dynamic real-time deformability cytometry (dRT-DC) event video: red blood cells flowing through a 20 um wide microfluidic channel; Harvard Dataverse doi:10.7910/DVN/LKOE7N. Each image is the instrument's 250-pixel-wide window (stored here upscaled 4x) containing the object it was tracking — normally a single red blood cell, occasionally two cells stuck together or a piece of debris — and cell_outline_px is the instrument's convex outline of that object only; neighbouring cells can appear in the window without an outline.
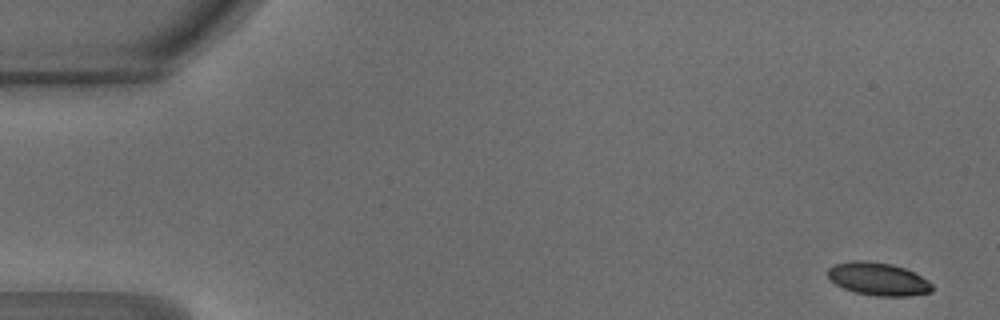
{"species": "common noctule bat (a hibernating species)", "species_latin": "Nyctalus noctula", "temperature_condition": "warm", "stored_images_in_passage": 47, "camera_frame_rate_fps": 3000, "um_per_image_px": 0.085, "animal": {"sex": "male", "body_mass_g": 18.8}, "frame": {"image": 1, "passage_image": 2, "time_ms": 0.333, "image_size_px": [1000, 320], "cell_outline_px": [[932, 292], [908, 296], [876, 296], [856, 292], [844, 288], [836, 284], [828, 276], [828, 268], [836, 264], [852, 260], [868, 260], [892, 264], [904, 268], [928, 280], [932, 284]], "centroid_in_image_um": [74.65, 23.71], "position_along_channel_um": 10.3, "area_um2": 19.88}}
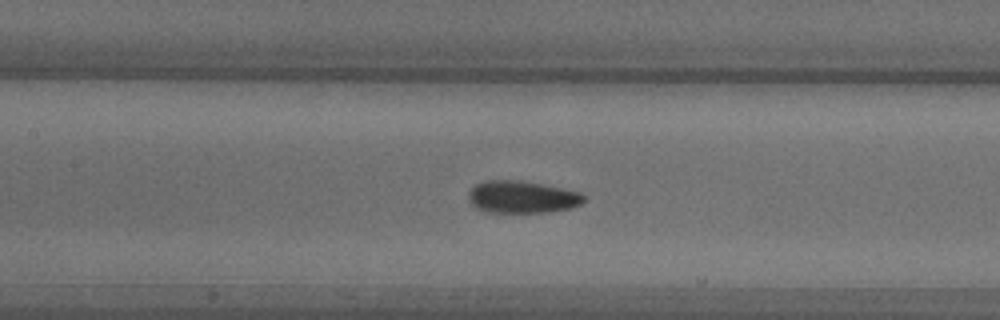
{"frame": {"image": 2, "passage_image": 22, "time_ms": 7.0, "image_size_px": [1000, 320], "cell_outline_px": [[584, 200], [580, 204], [568, 208], [548, 212], [488, 212], [476, 208], [468, 200], [468, 192], [476, 184], [484, 180], [520, 180], [544, 184], [580, 192], [584, 196]], "centroid_in_image_um": [44.34, 16.73], "position_along_channel_um": 163.1, "area_um2": 21.68}}
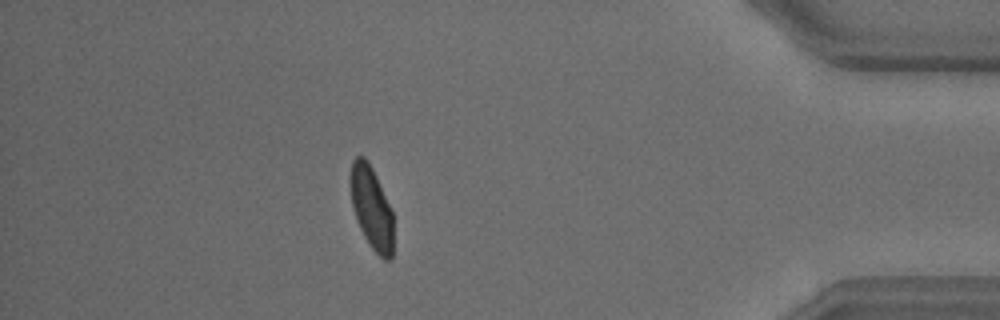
{"frame": {"image": 3, "passage_image": 42, "time_ms": 13.667, "image_size_px": [1000, 320], "cell_outline_px": [[392, 256], [388, 260], [384, 260], [372, 248], [364, 236], [360, 228], [352, 204], [348, 180], [348, 176], [352, 160], [356, 156], [364, 156], [372, 168], [376, 176], [392, 212]], "centroid_in_image_um": [31.53, 17.6], "position_along_channel_um": 403.7, "area_um2": 20.52}, "authors_computed_cell_mechanics": {"area_um2": 21.5016, "velocity_mm_per_s": 4.2541, "shape_relaxation_time_tau1_ms": 3.0305, "shape_relaxation_time_tau2_ms": 1.2192, "deformation_change_tau1": 0.1213, "deformation_change_tau2": 0.0686}}